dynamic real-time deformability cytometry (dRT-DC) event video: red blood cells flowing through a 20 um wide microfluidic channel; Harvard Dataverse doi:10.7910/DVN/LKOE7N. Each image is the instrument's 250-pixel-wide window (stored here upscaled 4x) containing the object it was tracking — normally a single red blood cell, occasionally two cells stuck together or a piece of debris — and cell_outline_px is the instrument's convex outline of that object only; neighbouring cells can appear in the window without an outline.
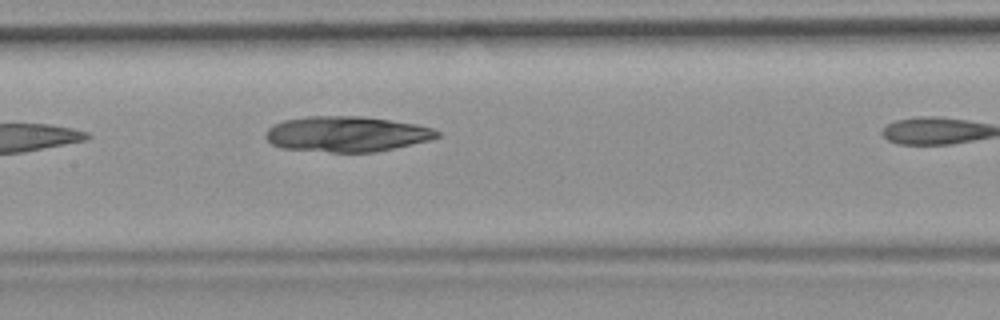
{"species": "common noctule bat (a hibernating species)", "species_latin": "Nyctalus noctula", "temperature_condition": "room temperature", "stored_images_in_passage": 5, "camera_frame_rate_fps": 3000, "um_per_image_px": 0.085, "animal": {"sex": "female", "body_mass_g": 19.9}, "frame": {"image": 1, "passage_image": 4, "time_ms": 3.667, "image_size_px": [1000, 320], "cell_outline_px": [[440, 136], [428, 140], [376, 152], [332, 152], [280, 148], [272, 144], [264, 136], [268, 128], [272, 124], [284, 120], [308, 116], [364, 116], [416, 124], [432, 128], [440, 132]], "centroid_in_image_um": [29.43, 11.39], "position_along_channel_um": 178.0, "area_um2": 35.43}}